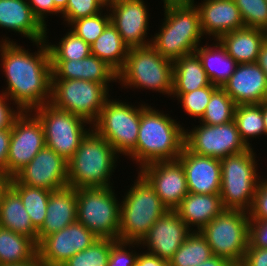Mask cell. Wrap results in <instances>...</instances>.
<instances>
[{"label": "cell", "mask_w": 267, "mask_h": 266, "mask_svg": "<svg viewBox=\"0 0 267 266\" xmlns=\"http://www.w3.org/2000/svg\"><path fill=\"white\" fill-rule=\"evenodd\" d=\"M10 40L3 36L0 41V65L7 86L1 94L21 111H32L50 103L52 67L46 40L33 42L37 45L34 53Z\"/></svg>", "instance_id": "1"}, {"label": "cell", "mask_w": 267, "mask_h": 266, "mask_svg": "<svg viewBox=\"0 0 267 266\" xmlns=\"http://www.w3.org/2000/svg\"><path fill=\"white\" fill-rule=\"evenodd\" d=\"M176 120L150 105L141 112L136 148L128 157L139 169L155 161L179 157L184 148L185 128Z\"/></svg>", "instance_id": "2"}, {"label": "cell", "mask_w": 267, "mask_h": 266, "mask_svg": "<svg viewBox=\"0 0 267 266\" xmlns=\"http://www.w3.org/2000/svg\"><path fill=\"white\" fill-rule=\"evenodd\" d=\"M119 157L111 144L92 128L67 161L68 186L75 189L113 187L110 179Z\"/></svg>", "instance_id": "3"}, {"label": "cell", "mask_w": 267, "mask_h": 266, "mask_svg": "<svg viewBox=\"0 0 267 266\" xmlns=\"http://www.w3.org/2000/svg\"><path fill=\"white\" fill-rule=\"evenodd\" d=\"M164 8L159 32L152 37L151 46L162 57L172 61L194 53L204 39L196 6L179 5Z\"/></svg>", "instance_id": "4"}, {"label": "cell", "mask_w": 267, "mask_h": 266, "mask_svg": "<svg viewBox=\"0 0 267 266\" xmlns=\"http://www.w3.org/2000/svg\"><path fill=\"white\" fill-rule=\"evenodd\" d=\"M120 204L119 241L140 242L168 209L155 190L138 173Z\"/></svg>", "instance_id": "5"}, {"label": "cell", "mask_w": 267, "mask_h": 266, "mask_svg": "<svg viewBox=\"0 0 267 266\" xmlns=\"http://www.w3.org/2000/svg\"><path fill=\"white\" fill-rule=\"evenodd\" d=\"M118 83L124 88L148 89L171 97L173 61L162 57L151 45L129 48L118 72Z\"/></svg>", "instance_id": "6"}, {"label": "cell", "mask_w": 267, "mask_h": 266, "mask_svg": "<svg viewBox=\"0 0 267 266\" xmlns=\"http://www.w3.org/2000/svg\"><path fill=\"white\" fill-rule=\"evenodd\" d=\"M252 148L220 159V196L225 209L249 211L261 180L258 161Z\"/></svg>", "instance_id": "7"}, {"label": "cell", "mask_w": 267, "mask_h": 266, "mask_svg": "<svg viewBox=\"0 0 267 266\" xmlns=\"http://www.w3.org/2000/svg\"><path fill=\"white\" fill-rule=\"evenodd\" d=\"M148 106H134L108 98L92 128L115 149L118 155L130 156L136 148L141 112Z\"/></svg>", "instance_id": "8"}, {"label": "cell", "mask_w": 267, "mask_h": 266, "mask_svg": "<svg viewBox=\"0 0 267 266\" xmlns=\"http://www.w3.org/2000/svg\"><path fill=\"white\" fill-rule=\"evenodd\" d=\"M113 187L77 189V221L99 239L119 238L120 201Z\"/></svg>", "instance_id": "9"}, {"label": "cell", "mask_w": 267, "mask_h": 266, "mask_svg": "<svg viewBox=\"0 0 267 266\" xmlns=\"http://www.w3.org/2000/svg\"><path fill=\"white\" fill-rule=\"evenodd\" d=\"M249 223L247 211L225 209L199 232L214 256L240 264L249 244Z\"/></svg>", "instance_id": "10"}, {"label": "cell", "mask_w": 267, "mask_h": 266, "mask_svg": "<svg viewBox=\"0 0 267 266\" xmlns=\"http://www.w3.org/2000/svg\"><path fill=\"white\" fill-rule=\"evenodd\" d=\"M109 90L98 82L52 79L50 103L57 109L82 117L93 125L100 116Z\"/></svg>", "instance_id": "11"}, {"label": "cell", "mask_w": 267, "mask_h": 266, "mask_svg": "<svg viewBox=\"0 0 267 266\" xmlns=\"http://www.w3.org/2000/svg\"><path fill=\"white\" fill-rule=\"evenodd\" d=\"M44 129L45 145L68 161L79 148L92 125L82 117L54 107L51 103L32 110ZM89 124V128L86 125Z\"/></svg>", "instance_id": "12"}, {"label": "cell", "mask_w": 267, "mask_h": 266, "mask_svg": "<svg viewBox=\"0 0 267 266\" xmlns=\"http://www.w3.org/2000/svg\"><path fill=\"white\" fill-rule=\"evenodd\" d=\"M184 146L197 155L222 159L248 149L235 121L226 124L200 125L185 129Z\"/></svg>", "instance_id": "13"}, {"label": "cell", "mask_w": 267, "mask_h": 266, "mask_svg": "<svg viewBox=\"0 0 267 266\" xmlns=\"http://www.w3.org/2000/svg\"><path fill=\"white\" fill-rule=\"evenodd\" d=\"M44 129L32 111H22L14 120L6 168V179L13 177L45 147Z\"/></svg>", "instance_id": "14"}, {"label": "cell", "mask_w": 267, "mask_h": 266, "mask_svg": "<svg viewBox=\"0 0 267 266\" xmlns=\"http://www.w3.org/2000/svg\"><path fill=\"white\" fill-rule=\"evenodd\" d=\"M97 239L89 229L75 221L38 243V257L45 266H62L76 253L90 247Z\"/></svg>", "instance_id": "15"}, {"label": "cell", "mask_w": 267, "mask_h": 266, "mask_svg": "<svg viewBox=\"0 0 267 266\" xmlns=\"http://www.w3.org/2000/svg\"><path fill=\"white\" fill-rule=\"evenodd\" d=\"M145 4L143 0L107 1L110 22L129 48L151 45L153 36L147 39L150 15Z\"/></svg>", "instance_id": "16"}, {"label": "cell", "mask_w": 267, "mask_h": 266, "mask_svg": "<svg viewBox=\"0 0 267 266\" xmlns=\"http://www.w3.org/2000/svg\"><path fill=\"white\" fill-rule=\"evenodd\" d=\"M138 171L168 210H175L189 193L185 170L178 159L155 161Z\"/></svg>", "instance_id": "17"}, {"label": "cell", "mask_w": 267, "mask_h": 266, "mask_svg": "<svg viewBox=\"0 0 267 266\" xmlns=\"http://www.w3.org/2000/svg\"><path fill=\"white\" fill-rule=\"evenodd\" d=\"M67 161L44 147L13 178L20 184L56 191L68 187Z\"/></svg>", "instance_id": "18"}, {"label": "cell", "mask_w": 267, "mask_h": 266, "mask_svg": "<svg viewBox=\"0 0 267 266\" xmlns=\"http://www.w3.org/2000/svg\"><path fill=\"white\" fill-rule=\"evenodd\" d=\"M192 231L175 210H168L139 242L145 252L170 260ZM146 246V247H145Z\"/></svg>", "instance_id": "19"}, {"label": "cell", "mask_w": 267, "mask_h": 266, "mask_svg": "<svg viewBox=\"0 0 267 266\" xmlns=\"http://www.w3.org/2000/svg\"><path fill=\"white\" fill-rule=\"evenodd\" d=\"M222 88L236 105L267 101V77L256 62L237 64L234 73Z\"/></svg>", "instance_id": "20"}, {"label": "cell", "mask_w": 267, "mask_h": 266, "mask_svg": "<svg viewBox=\"0 0 267 266\" xmlns=\"http://www.w3.org/2000/svg\"><path fill=\"white\" fill-rule=\"evenodd\" d=\"M177 159L184 167L189 193L220 194V159L197 155L185 146Z\"/></svg>", "instance_id": "21"}, {"label": "cell", "mask_w": 267, "mask_h": 266, "mask_svg": "<svg viewBox=\"0 0 267 266\" xmlns=\"http://www.w3.org/2000/svg\"><path fill=\"white\" fill-rule=\"evenodd\" d=\"M194 5L199 12L202 34L206 38L209 36L211 39L212 36V40L219 39L223 34L245 27L233 0H203Z\"/></svg>", "instance_id": "22"}, {"label": "cell", "mask_w": 267, "mask_h": 266, "mask_svg": "<svg viewBox=\"0 0 267 266\" xmlns=\"http://www.w3.org/2000/svg\"><path fill=\"white\" fill-rule=\"evenodd\" d=\"M52 79H80L103 84L118 82V73L94 55L82 60H51Z\"/></svg>", "instance_id": "23"}, {"label": "cell", "mask_w": 267, "mask_h": 266, "mask_svg": "<svg viewBox=\"0 0 267 266\" xmlns=\"http://www.w3.org/2000/svg\"><path fill=\"white\" fill-rule=\"evenodd\" d=\"M0 28L17 32L32 43L46 40V27L34 16L27 0H0Z\"/></svg>", "instance_id": "24"}, {"label": "cell", "mask_w": 267, "mask_h": 266, "mask_svg": "<svg viewBox=\"0 0 267 266\" xmlns=\"http://www.w3.org/2000/svg\"><path fill=\"white\" fill-rule=\"evenodd\" d=\"M44 223L37 230L38 243L46 236L60 231L77 220V189L65 187L52 191Z\"/></svg>", "instance_id": "25"}, {"label": "cell", "mask_w": 267, "mask_h": 266, "mask_svg": "<svg viewBox=\"0 0 267 266\" xmlns=\"http://www.w3.org/2000/svg\"><path fill=\"white\" fill-rule=\"evenodd\" d=\"M224 210L220 194L195 193H188L175 209L189 229L197 232Z\"/></svg>", "instance_id": "26"}, {"label": "cell", "mask_w": 267, "mask_h": 266, "mask_svg": "<svg viewBox=\"0 0 267 266\" xmlns=\"http://www.w3.org/2000/svg\"><path fill=\"white\" fill-rule=\"evenodd\" d=\"M209 45H199L195 53L198 55L206 75L212 85L223 87L234 73L237 62L228 54L218 39Z\"/></svg>", "instance_id": "27"}, {"label": "cell", "mask_w": 267, "mask_h": 266, "mask_svg": "<svg viewBox=\"0 0 267 266\" xmlns=\"http://www.w3.org/2000/svg\"><path fill=\"white\" fill-rule=\"evenodd\" d=\"M238 63H255L265 42L264 30L243 27L223 34L218 39Z\"/></svg>", "instance_id": "28"}, {"label": "cell", "mask_w": 267, "mask_h": 266, "mask_svg": "<svg viewBox=\"0 0 267 266\" xmlns=\"http://www.w3.org/2000/svg\"><path fill=\"white\" fill-rule=\"evenodd\" d=\"M0 227L31 238L37 244L38 233L20 196L8 186L0 200Z\"/></svg>", "instance_id": "29"}, {"label": "cell", "mask_w": 267, "mask_h": 266, "mask_svg": "<svg viewBox=\"0 0 267 266\" xmlns=\"http://www.w3.org/2000/svg\"><path fill=\"white\" fill-rule=\"evenodd\" d=\"M211 83L194 52L173 61V89L172 93H188Z\"/></svg>", "instance_id": "30"}, {"label": "cell", "mask_w": 267, "mask_h": 266, "mask_svg": "<svg viewBox=\"0 0 267 266\" xmlns=\"http://www.w3.org/2000/svg\"><path fill=\"white\" fill-rule=\"evenodd\" d=\"M129 47L110 22L101 35L91 44V55L107 63L117 73L124 66Z\"/></svg>", "instance_id": "31"}, {"label": "cell", "mask_w": 267, "mask_h": 266, "mask_svg": "<svg viewBox=\"0 0 267 266\" xmlns=\"http://www.w3.org/2000/svg\"><path fill=\"white\" fill-rule=\"evenodd\" d=\"M37 247L31 238L0 227V265L26 263L38 255Z\"/></svg>", "instance_id": "32"}, {"label": "cell", "mask_w": 267, "mask_h": 266, "mask_svg": "<svg viewBox=\"0 0 267 266\" xmlns=\"http://www.w3.org/2000/svg\"><path fill=\"white\" fill-rule=\"evenodd\" d=\"M9 186L20 196L33 226L38 230L47 215V204L52 191L20 184L13 177L9 179Z\"/></svg>", "instance_id": "33"}, {"label": "cell", "mask_w": 267, "mask_h": 266, "mask_svg": "<svg viewBox=\"0 0 267 266\" xmlns=\"http://www.w3.org/2000/svg\"><path fill=\"white\" fill-rule=\"evenodd\" d=\"M212 256V250L203 235L192 231L169 263L170 266H198Z\"/></svg>", "instance_id": "34"}, {"label": "cell", "mask_w": 267, "mask_h": 266, "mask_svg": "<svg viewBox=\"0 0 267 266\" xmlns=\"http://www.w3.org/2000/svg\"><path fill=\"white\" fill-rule=\"evenodd\" d=\"M234 121L242 141L248 148H252L249 139L263 135L265 130L262 103L237 105Z\"/></svg>", "instance_id": "35"}, {"label": "cell", "mask_w": 267, "mask_h": 266, "mask_svg": "<svg viewBox=\"0 0 267 266\" xmlns=\"http://www.w3.org/2000/svg\"><path fill=\"white\" fill-rule=\"evenodd\" d=\"M46 27V42L50 52V60H82L91 55V45L78 37L70 29L59 40L58 44H52L47 39L48 31ZM48 40V41H47ZM49 42V43H48Z\"/></svg>", "instance_id": "36"}, {"label": "cell", "mask_w": 267, "mask_h": 266, "mask_svg": "<svg viewBox=\"0 0 267 266\" xmlns=\"http://www.w3.org/2000/svg\"><path fill=\"white\" fill-rule=\"evenodd\" d=\"M236 104L222 87H217L210 98L205 113L198 121L207 125L226 124L234 120Z\"/></svg>", "instance_id": "37"}, {"label": "cell", "mask_w": 267, "mask_h": 266, "mask_svg": "<svg viewBox=\"0 0 267 266\" xmlns=\"http://www.w3.org/2000/svg\"><path fill=\"white\" fill-rule=\"evenodd\" d=\"M115 239H97L87 249L76 253L62 266H107Z\"/></svg>", "instance_id": "38"}, {"label": "cell", "mask_w": 267, "mask_h": 266, "mask_svg": "<svg viewBox=\"0 0 267 266\" xmlns=\"http://www.w3.org/2000/svg\"><path fill=\"white\" fill-rule=\"evenodd\" d=\"M105 10L107 14L103 13ZM109 23L110 14L107 8L96 15L75 20L69 27L71 26V31L91 45L101 35Z\"/></svg>", "instance_id": "39"}, {"label": "cell", "mask_w": 267, "mask_h": 266, "mask_svg": "<svg viewBox=\"0 0 267 266\" xmlns=\"http://www.w3.org/2000/svg\"><path fill=\"white\" fill-rule=\"evenodd\" d=\"M216 88L217 86L210 84L188 93H172L171 97L177 98L186 114L200 120Z\"/></svg>", "instance_id": "40"}, {"label": "cell", "mask_w": 267, "mask_h": 266, "mask_svg": "<svg viewBox=\"0 0 267 266\" xmlns=\"http://www.w3.org/2000/svg\"><path fill=\"white\" fill-rule=\"evenodd\" d=\"M239 8L245 27L264 30L267 27V0H233Z\"/></svg>", "instance_id": "41"}, {"label": "cell", "mask_w": 267, "mask_h": 266, "mask_svg": "<svg viewBox=\"0 0 267 266\" xmlns=\"http://www.w3.org/2000/svg\"><path fill=\"white\" fill-rule=\"evenodd\" d=\"M108 0H68L66 8L61 12L65 25L80 18L96 15L107 8Z\"/></svg>", "instance_id": "42"}, {"label": "cell", "mask_w": 267, "mask_h": 266, "mask_svg": "<svg viewBox=\"0 0 267 266\" xmlns=\"http://www.w3.org/2000/svg\"><path fill=\"white\" fill-rule=\"evenodd\" d=\"M135 246L141 247L139 242H124L117 240L111 246L107 266H136L139 252L137 253V251L131 249L133 247L135 249Z\"/></svg>", "instance_id": "43"}, {"label": "cell", "mask_w": 267, "mask_h": 266, "mask_svg": "<svg viewBox=\"0 0 267 266\" xmlns=\"http://www.w3.org/2000/svg\"><path fill=\"white\" fill-rule=\"evenodd\" d=\"M250 220H267V179L261 178L259 181L253 204L248 211Z\"/></svg>", "instance_id": "44"}, {"label": "cell", "mask_w": 267, "mask_h": 266, "mask_svg": "<svg viewBox=\"0 0 267 266\" xmlns=\"http://www.w3.org/2000/svg\"><path fill=\"white\" fill-rule=\"evenodd\" d=\"M247 247L267 248V220H250Z\"/></svg>", "instance_id": "45"}, {"label": "cell", "mask_w": 267, "mask_h": 266, "mask_svg": "<svg viewBox=\"0 0 267 266\" xmlns=\"http://www.w3.org/2000/svg\"><path fill=\"white\" fill-rule=\"evenodd\" d=\"M31 7L34 16L40 21V23L46 27V21L48 16L61 15V12L54 6L53 0H27ZM60 13V14H59ZM50 14V15H49Z\"/></svg>", "instance_id": "46"}, {"label": "cell", "mask_w": 267, "mask_h": 266, "mask_svg": "<svg viewBox=\"0 0 267 266\" xmlns=\"http://www.w3.org/2000/svg\"><path fill=\"white\" fill-rule=\"evenodd\" d=\"M11 104V100L0 93V130L12 128L15 118L22 112L17 106L16 110L10 107Z\"/></svg>", "instance_id": "47"}, {"label": "cell", "mask_w": 267, "mask_h": 266, "mask_svg": "<svg viewBox=\"0 0 267 266\" xmlns=\"http://www.w3.org/2000/svg\"><path fill=\"white\" fill-rule=\"evenodd\" d=\"M243 266H267V248L247 247Z\"/></svg>", "instance_id": "48"}, {"label": "cell", "mask_w": 267, "mask_h": 266, "mask_svg": "<svg viewBox=\"0 0 267 266\" xmlns=\"http://www.w3.org/2000/svg\"><path fill=\"white\" fill-rule=\"evenodd\" d=\"M11 138V128L0 130V178H6L7 161Z\"/></svg>", "instance_id": "49"}, {"label": "cell", "mask_w": 267, "mask_h": 266, "mask_svg": "<svg viewBox=\"0 0 267 266\" xmlns=\"http://www.w3.org/2000/svg\"><path fill=\"white\" fill-rule=\"evenodd\" d=\"M136 266H170L168 260L151 255L147 252H140L137 256Z\"/></svg>", "instance_id": "50"}, {"label": "cell", "mask_w": 267, "mask_h": 266, "mask_svg": "<svg viewBox=\"0 0 267 266\" xmlns=\"http://www.w3.org/2000/svg\"><path fill=\"white\" fill-rule=\"evenodd\" d=\"M256 63L261 67V69L264 71L267 77V42L266 41L261 46Z\"/></svg>", "instance_id": "51"}, {"label": "cell", "mask_w": 267, "mask_h": 266, "mask_svg": "<svg viewBox=\"0 0 267 266\" xmlns=\"http://www.w3.org/2000/svg\"><path fill=\"white\" fill-rule=\"evenodd\" d=\"M231 264L232 263H230L228 260L224 258L212 256L210 259L204 261L198 266H230Z\"/></svg>", "instance_id": "52"}, {"label": "cell", "mask_w": 267, "mask_h": 266, "mask_svg": "<svg viewBox=\"0 0 267 266\" xmlns=\"http://www.w3.org/2000/svg\"><path fill=\"white\" fill-rule=\"evenodd\" d=\"M164 6H179V5H193L194 0H163Z\"/></svg>", "instance_id": "53"}, {"label": "cell", "mask_w": 267, "mask_h": 266, "mask_svg": "<svg viewBox=\"0 0 267 266\" xmlns=\"http://www.w3.org/2000/svg\"><path fill=\"white\" fill-rule=\"evenodd\" d=\"M0 266H45V265L37 255L34 259H32L26 263L6 264V265H0Z\"/></svg>", "instance_id": "54"}, {"label": "cell", "mask_w": 267, "mask_h": 266, "mask_svg": "<svg viewBox=\"0 0 267 266\" xmlns=\"http://www.w3.org/2000/svg\"><path fill=\"white\" fill-rule=\"evenodd\" d=\"M262 115H263V119H264V126H265V130H264V135H267V101L262 103Z\"/></svg>", "instance_id": "55"}, {"label": "cell", "mask_w": 267, "mask_h": 266, "mask_svg": "<svg viewBox=\"0 0 267 266\" xmlns=\"http://www.w3.org/2000/svg\"><path fill=\"white\" fill-rule=\"evenodd\" d=\"M54 2V6L60 11L62 12L68 3V0H53Z\"/></svg>", "instance_id": "56"}, {"label": "cell", "mask_w": 267, "mask_h": 266, "mask_svg": "<svg viewBox=\"0 0 267 266\" xmlns=\"http://www.w3.org/2000/svg\"><path fill=\"white\" fill-rule=\"evenodd\" d=\"M9 186V179L0 178V200L4 190Z\"/></svg>", "instance_id": "57"}, {"label": "cell", "mask_w": 267, "mask_h": 266, "mask_svg": "<svg viewBox=\"0 0 267 266\" xmlns=\"http://www.w3.org/2000/svg\"><path fill=\"white\" fill-rule=\"evenodd\" d=\"M264 37H265V41L267 42V27L264 29Z\"/></svg>", "instance_id": "58"}, {"label": "cell", "mask_w": 267, "mask_h": 266, "mask_svg": "<svg viewBox=\"0 0 267 266\" xmlns=\"http://www.w3.org/2000/svg\"><path fill=\"white\" fill-rule=\"evenodd\" d=\"M230 266H243V265L240 263V264H231Z\"/></svg>", "instance_id": "59"}]
</instances>
